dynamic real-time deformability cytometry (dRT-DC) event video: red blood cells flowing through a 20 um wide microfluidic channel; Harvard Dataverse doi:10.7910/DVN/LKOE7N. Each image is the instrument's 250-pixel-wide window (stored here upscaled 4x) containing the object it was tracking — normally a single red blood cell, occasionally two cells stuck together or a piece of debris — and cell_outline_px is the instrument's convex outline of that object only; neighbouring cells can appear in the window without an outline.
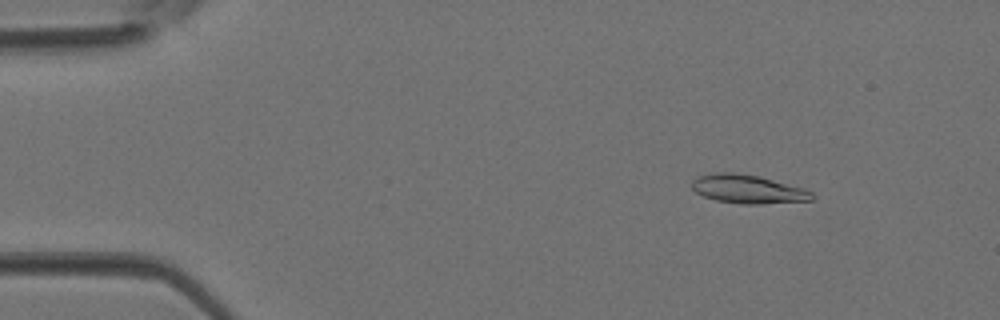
{"species": "Egyptian fruit bat (a non-hibernating species)", "species_latin": "Rousettus aegyptiacus", "temperature_condition": "room temperature", "stored_images_in_passage": 4, "camera_frame_rate_fps": 3000, "um_per_image_px": 0.085, "animal": {"sex": "female"}, "frame": {"image": 1, "passage_image": 2, "time_ms": 0.333, "image_size_px": [1000, 320], "cell_outline_px": [[816, 196], [812, 200], [760, 204], [744, 204], [716, 200], [704, 196], [696, 192], [692, 188], [692, 180], [696, 176], [716, 172], [732, 172], [760, 176], [804, 188], [812, 192]], "centroid_in_image_um": [63.58, 16.06], "position_along_channel_um": 21.4, "area_um2": 20.11}}